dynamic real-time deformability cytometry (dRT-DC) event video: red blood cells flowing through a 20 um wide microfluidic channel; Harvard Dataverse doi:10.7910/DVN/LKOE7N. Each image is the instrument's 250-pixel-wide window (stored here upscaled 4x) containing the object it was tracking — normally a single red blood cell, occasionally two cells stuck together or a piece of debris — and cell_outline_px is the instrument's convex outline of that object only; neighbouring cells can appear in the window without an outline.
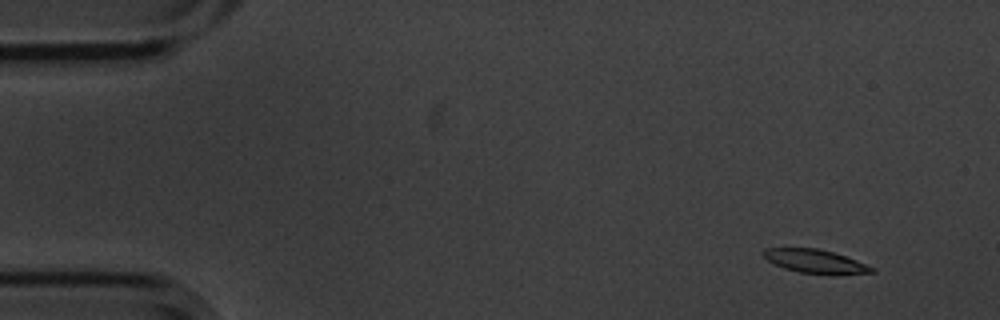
{"species": "common noctule bat (a hibernating species)", "species_latin": "Nyctalus noctula", "temperature_condition": "cold", "stored_images_in_passage": 5, "camera_frame_rate_fps": 3000, "um_per_image_px": 0.085, "animal": {"sex": "male", "body_mass_g": 20.1, "forearm_length_mm": 53.5}, "frame": {"image": 1, "passage_image": 1, "time_ms": 0.0, "image_size_px": [1000, 320], "cell_outline_px": [[876, 272], [800, 272], [784, 268], [772, 264], [760, 252], [764, 248], [816, 248], [832, 252], [856, 260], [876, 268]], "centroid_in_image_um": [69.18, 22.16], "position_along_channel_um": 15.8, "area_um2": 14.16}}